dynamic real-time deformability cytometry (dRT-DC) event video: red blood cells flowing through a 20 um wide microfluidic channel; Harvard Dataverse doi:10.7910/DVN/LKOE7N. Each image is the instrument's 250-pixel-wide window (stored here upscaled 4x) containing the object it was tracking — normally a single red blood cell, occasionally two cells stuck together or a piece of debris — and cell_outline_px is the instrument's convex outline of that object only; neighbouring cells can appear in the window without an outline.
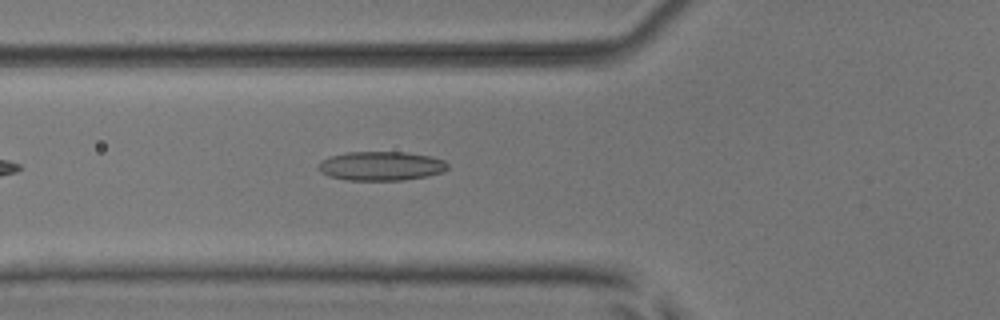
{"species": "common noctule bat (a hibernating species)", "species_latin": "Nyctalus noctula", "temperature_condition": "room temperature", "stored_images_in_passage": 33, "camera_frame_rate_fps": 3000, "um_per_image_px": 0.085, "animal": {"sex": "male", "body_mass_g": 17.9, "forearm_length_mm": 54.2}, "frame": {"image": 1, "passage_image": 4, "time_ms": 1.0, "image_size_px": [1000, 320], "cell_outline_px": [[448, 168], [444, 172], [428, 176], [404, 180], [348, 180], [328, 176], [320, 172], [316, 168], [316, 164], [320, 160], [328, 156], [348, 152], [408, 152], [432, 156], [444, 160], [448, 164]], "centroid_in_image_um": [32.37, 14.1], "position_along_channel_um": 93.4, "area_um2": 22.37}}
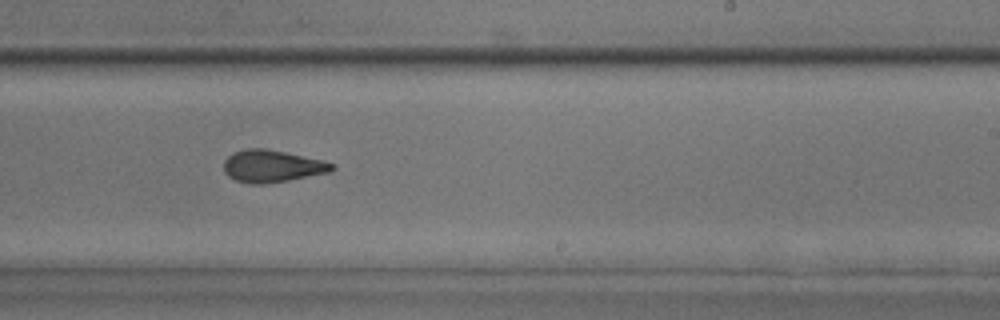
{"frame": {"image": 2, "passage_image": 17, "time_ms": 5.333, "image_size_px": [1000, 320], "cell_outline_px": [[336, 168], [332, 172], [288, 180], [264, 184], [252, 184], [236, 180], [228, 176], [224, 172], [224, 160], [232, 152], [244, 148], [264, 148], [324, 160], [336, 164]], "centroid_in_image_um": [23.15, 14.11], "position_along_channel_um": 265.9, "area_um2": 20.52}}
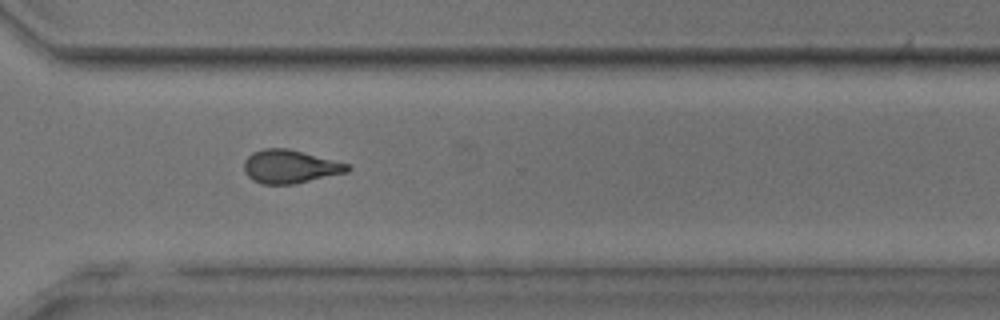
{"frame": {"image": 3, "passage_image": 23, "time_ms": 7.333, "image_size_px": [1000, 320], "cell_outline_px": [[352, 168], [348, 172], [292, 184], [260, 184], [252, 180], [244, 172], [244, 160], [252, 152], [264, 148], [288, 148], [348, 164]], "centroid_in_image_um": [24.61, 14.16], "position_along_channel_um": 346.0, "area_um2": 20.06}, "authors_computed_cell_mechanics": {"area_um2": 20.1722, "velocity_mm_per_s": 3.9864, "shape_relaxation_time_tau1_ms": 8.5695, "shape_relaxation_time_tau2_ms": 2.1462, "deformation_change_tau1": 0.2131, "deformation_change_tau2": 0.1039}}